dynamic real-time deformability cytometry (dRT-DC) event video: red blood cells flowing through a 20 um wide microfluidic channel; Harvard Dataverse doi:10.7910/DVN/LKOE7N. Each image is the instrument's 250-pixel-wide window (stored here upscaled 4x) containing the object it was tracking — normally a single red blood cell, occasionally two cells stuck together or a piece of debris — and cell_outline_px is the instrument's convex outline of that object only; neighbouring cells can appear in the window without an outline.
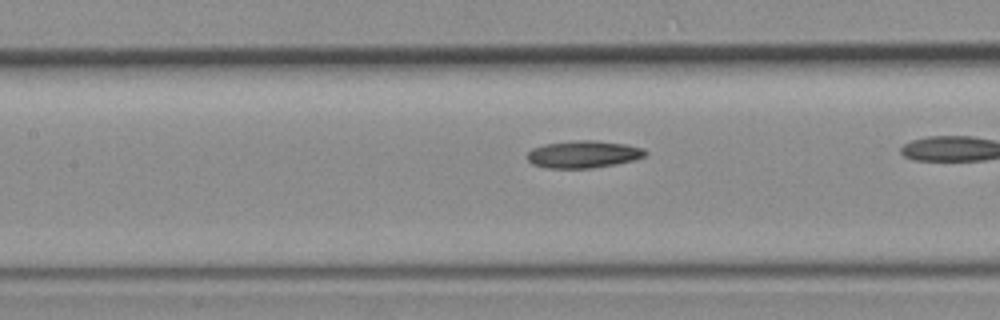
{"species": "common noctule bat (a hibernating species)", "species_latin": "Nyctalus noctula", "temperature_condition": "room temperature", "stored_images_in_passage": 24, "camera_frame_rate_fps": 3000, "um_per_image_px": 0.085, "animal": {"sex": "female", "body_mass_g": 19.3, "forearm_length_mm": 54.1}, "frame": {"image": 1, "passage_image": 11, "time_ms": 3.333, "image_size_px": [1000, 320], "cell_outline_px": [[648, 152], [644, 156], [632, 160], [616, 164], [592, 168], [548, 168], [532, 164], [528, 160], [528, 152], [532, 148], [544, 144], [580, 140], [592, 140], [628, 144], [644, 148]], "centroid_in_image_um": [49.6, 13.11], "position_along_channel_um": 157.8, "area_um2": 18.73}}